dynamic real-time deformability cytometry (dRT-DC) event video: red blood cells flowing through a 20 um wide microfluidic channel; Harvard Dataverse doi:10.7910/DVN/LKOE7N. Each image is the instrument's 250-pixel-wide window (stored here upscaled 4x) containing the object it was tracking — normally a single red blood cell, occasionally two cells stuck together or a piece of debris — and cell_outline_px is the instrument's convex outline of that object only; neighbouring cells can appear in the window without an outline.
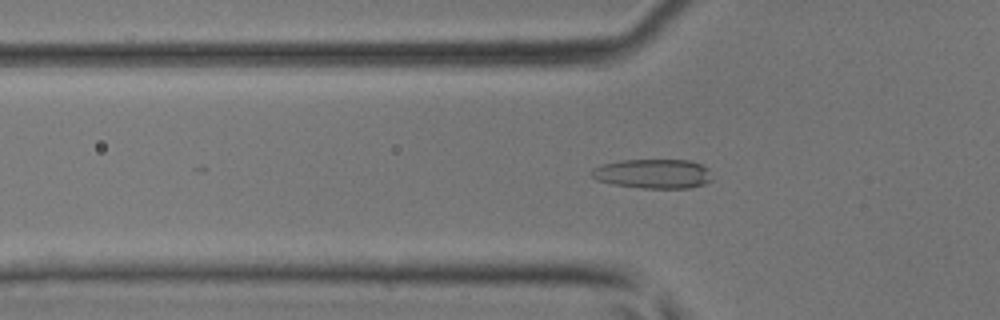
{"species": "common noctule bat (a hibernating species)", "species_latin": "Nyctalus noctula", "temperature_condition": "room temperature", "stored_images_in_passage": 20, "camera_frame_rate_fps": 3000, "um_per_image_px": 0.085, "animal": {"sex": "male", "body_mass_g": 17.9, "forearm_length_mm": 54.2}, "frame": {"image": 1, "passage_image": 15, "time_ms": 4.667, "image_size_px": [1000, 320], "cell_outline_px": [[712, 180], [704, 184], [688, 188], [640, 188], [612, 184], [596, 180], [592, 176], [592, 168], [600, 164], [620, 160], [692, 160], [708, 168]], "centroid_in_image_um": [55.5, 14.76], "position_along_channel_um": 70.3, "area_um2": 20.81}}